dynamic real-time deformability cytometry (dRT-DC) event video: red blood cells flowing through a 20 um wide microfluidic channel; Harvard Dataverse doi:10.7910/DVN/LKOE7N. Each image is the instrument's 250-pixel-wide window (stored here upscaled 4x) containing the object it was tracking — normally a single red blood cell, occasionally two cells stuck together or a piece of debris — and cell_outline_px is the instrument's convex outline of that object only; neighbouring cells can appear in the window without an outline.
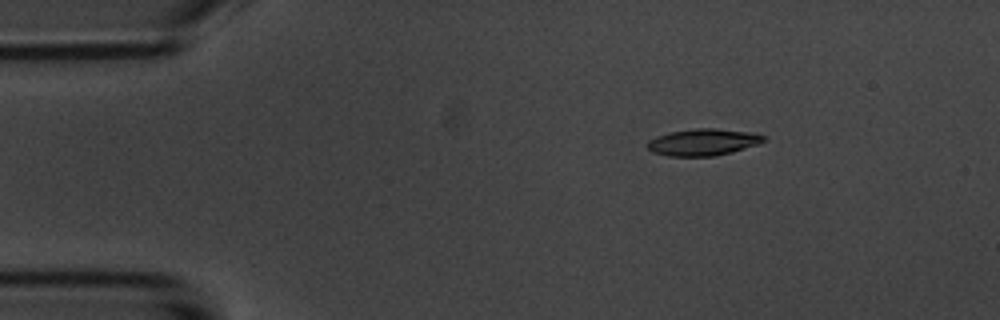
{"species": "common noctule bat (a hibernating species)", "species_latin": "Nyctalus noctula", "temperature_condition": "room temperature", "stored_images_in_passage": 3, "camera_frame_rate_fps": 3000, "um_per_image_px": 0.085, "animal": {"sex": "male", "body_mass_g": 20.1, "forearm_length_mm": 53.5}, "frame": {"image": 1, "passage_image": 2, "time_ms": 1.0, "image_size_px": [1000, 320], "cell_outline_px": [[768, 140], [760, 144], [732, 152], [712, 156], [668, 156], [652, 152], [648, 148], [648, 140], [656, 136], [668, 132], [696, 128], [716, 128], [756, 132], [768, 136]], "centroid_in_image_um": [59.84, 12.07], "position_along_channel_um": 25.2, "area_um2": 18.55}}